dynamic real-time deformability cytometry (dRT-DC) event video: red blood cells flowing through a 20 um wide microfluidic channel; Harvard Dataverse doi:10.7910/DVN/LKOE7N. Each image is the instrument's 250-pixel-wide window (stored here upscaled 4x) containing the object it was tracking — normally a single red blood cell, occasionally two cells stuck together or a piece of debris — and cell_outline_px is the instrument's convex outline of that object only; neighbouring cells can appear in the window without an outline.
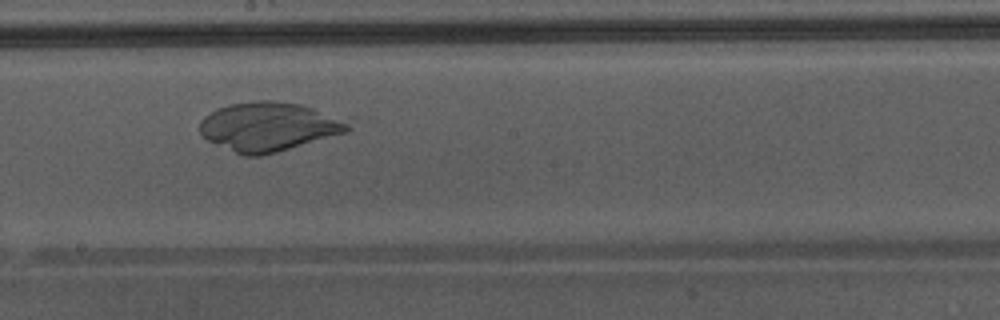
{"species": "Egyptian fruit bat (a non-hibernating species)", "species_latin": "Rousettus aegyptiacus", "temperature_condition": "warm", "stored_images_in_passage": 36, "camera_frame_rate_fps": 3000, "um_per_image_px": 0.085, "animal": {"sex": "male"}, "frame": {"image": 1, "passage_image": 16, "time_ms": 5.0, "image_size_px": [1000, 320], "cell_outline_px": [[360, 120], [348, 132], [276, 152], [260, 156], [244, 156], [208, 140], [200, 132], [200, 120], [204, 116], [216, 108], [228, 104], [256, 100], [272, 100], [300, 104], [356, 116]], "centroid_in_image_um": [23.08, 10.72], "position_along_channel_um": 225.1, "area_um2": 43.93}}